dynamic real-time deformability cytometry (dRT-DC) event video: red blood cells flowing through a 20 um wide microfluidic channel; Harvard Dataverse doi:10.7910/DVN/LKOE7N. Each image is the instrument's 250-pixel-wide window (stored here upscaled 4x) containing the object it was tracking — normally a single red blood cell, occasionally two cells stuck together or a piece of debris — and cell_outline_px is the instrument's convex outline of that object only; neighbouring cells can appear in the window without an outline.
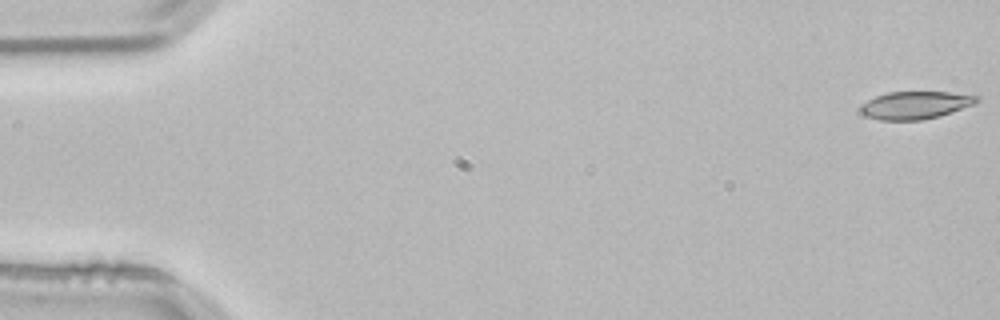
{"species": "common noctule bat (a hibernating species)", "species_latin": "Nyctalus noctula", "temperature_condition": "room temperature", "stored_images_in_passage": 4, "camera_frame_rate_fps": 3000, "um_per_image_px": 0.085, "animal": {"sex": "male", "body_mass_g": 21.5, "forearm_length_mm": 52.0}, "frame": {"image": 1, "passage_image": 1, "time_ms": 0.0, "image_size_px": [1000, 320], "cell_outline_px": [[980, 100], [976, 104], [936, 116], [920, 120], [880, 120], [864, 116], [860, 112], [860, 104], [876, 96], [888, 92], [948, 92], [980, 96]], "centroid_in_image_um": [77.78, 8.93], "position_along_channel_um": 7.2, "area_um2": 18.67}}
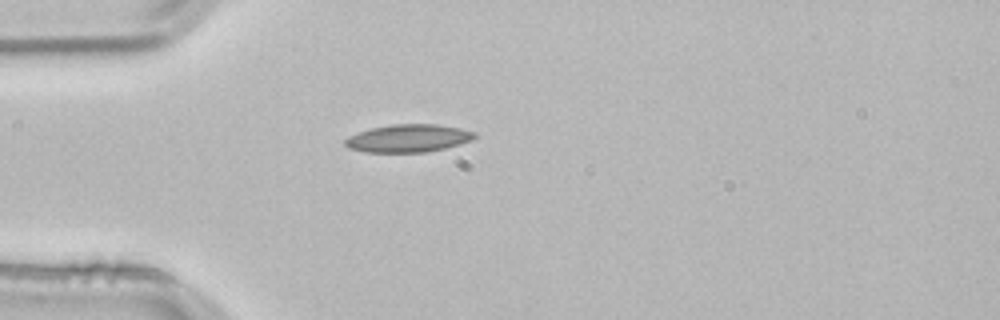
{"frame": {"image": 2, "passage_image": 4, "time_ms": 1.0, "image_size_px": [1000, 320], "cell_outline_px": [[476, 136], [468, 140], [444, 148], [424, 152], [364, 152], [348, 148], [344, 144], [344, 140], [348, 136], [372, 128], [392, 124], [436, 124], [460, 128], [476, 132]], "centroid_in_image_um": [34.65, 11.75], "position_along_channel_um": 50.4, "area_um2": 20.69}}